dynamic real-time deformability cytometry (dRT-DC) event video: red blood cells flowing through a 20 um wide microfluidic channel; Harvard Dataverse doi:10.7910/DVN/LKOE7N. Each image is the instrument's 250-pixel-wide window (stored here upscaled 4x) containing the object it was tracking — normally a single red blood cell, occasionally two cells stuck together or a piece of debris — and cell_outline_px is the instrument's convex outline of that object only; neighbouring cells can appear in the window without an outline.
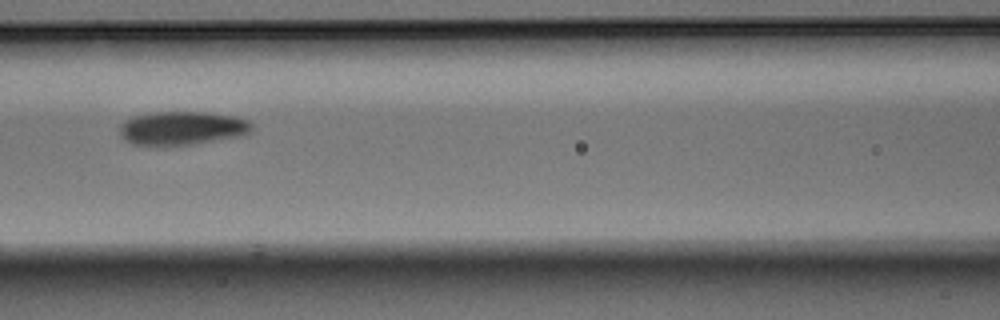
{"species": "Egyptian fruit bat (a non-hibernating species)", "species_latin": "Rousettus aegyptiacus", "temperature_condition": "warm", "stored_images_in_passage": 9, "camera_frame_rate_fps": 3000, "um_per_image_px": 0.085, "animal": {"sex": "male"}, "frame": {"image": 1, "passage_image": 6, "time_ms": 1.667, "image_size_px": [1000, 320], "cell_outline_px": [[252, 132], [248, 136], [196, 144], [164, 148], [148, 148], [132, 144], [124, 140], [120, 136], [120, 124], [124, 120], [132, 116], [156, 112], [204, 112], [236, 116], [248, 120], [252, 124]], "centroid_in_image_um": [15.47, 10.95], "position_along_channel_um": 151.1, "area_um2": 27.34}}
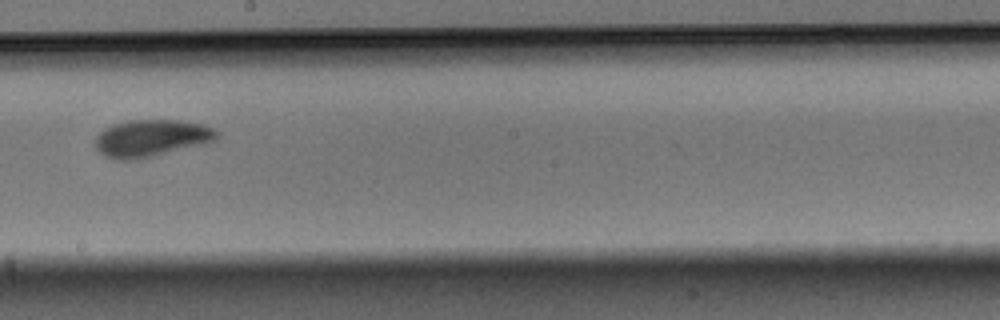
{"frame": {"image": 2, "passage_image": 8, "time_ms": 2.333, "image_size_px": [1000, 320], "cell_outline_px": [[216, 140], [204, 144], [136, 160], [116, 160], [104, 156], [96, 148], [96, 136], [104, 128], [112, 124], [128, 120], [180, 120], [204, 124], [212, 128], [216, 132]], "centroid_in_image_um": [12.83, 11.74], "position_along_channel_um": 235.4, "area_um2": 26.3}}
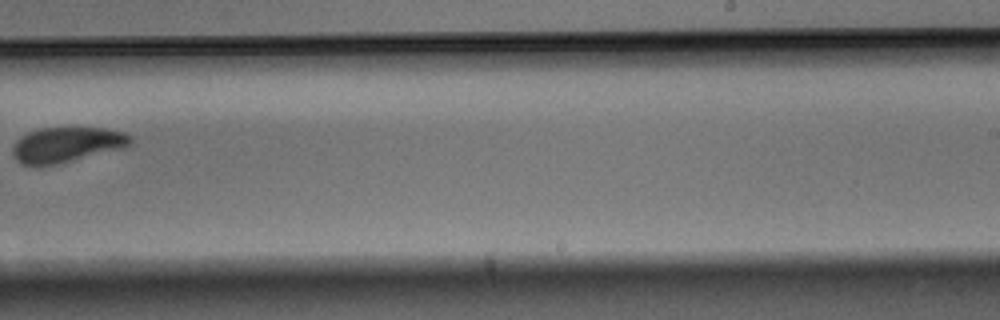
{"frame": {"image": 3, "passage_image": 9, "time_ms": 2.667, "image_size_px": [1000, 320], "cell_outline_px": [[132, 140], [124, 148], [52, 164], [20, 164], [16, 160], [12, 152], [12, 148], [16, 140], [28, 132], [40, 128], [104, 128], [124, 132], [132, 136]], "centroid_in_image_um": [5.66, 12.27], "position_along_channel_um": 283.3, "area_um2": 23.64}}